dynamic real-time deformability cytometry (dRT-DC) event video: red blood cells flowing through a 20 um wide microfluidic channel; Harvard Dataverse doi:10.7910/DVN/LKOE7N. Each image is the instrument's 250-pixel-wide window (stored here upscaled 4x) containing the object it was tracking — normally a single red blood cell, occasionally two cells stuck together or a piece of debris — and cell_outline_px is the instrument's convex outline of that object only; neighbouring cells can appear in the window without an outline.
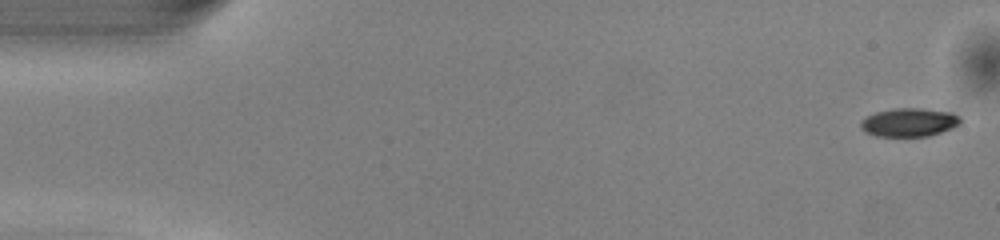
{"species": "common noctule bat (a hibernating species)", "species_latin": "Nyctalus noctula", "temperature_condition": "warm", "stored_images_in_passage": 50, "camera_frame_rate_fps": 3000, "um_per_image_px": 0.085, "animal": {"sex": "male", "body_mass_g": 13.0, "forearm_length_mm": 53.1}, "frame": {"image": 1, "passage_image": 1, "time_ms": 0.0, "image_size_px": [1000, 240], "cell_outline_px": [[960, 124], [952, 128], [928, 136], [876, 136], [864, 132], [860, 128], [860, 120], [864, 116], [876, 112], [892, 108], [920, 108], [952, 112], [960, 116]], "centroid_in_image_um": [77.23, 10.39], "position_along_channel_um": 7.8, "area_um2": 16.76}}
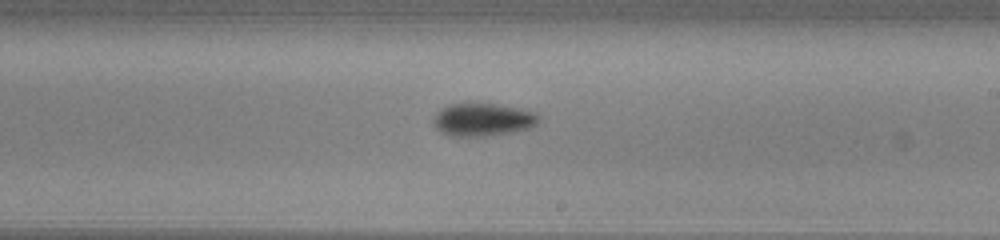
{"frame": {"image": 2, "passage_image": 29, "time_ms": 9.333, "image_size_px": [1000, 240], "cell_outline_px": [[540, 120], [532, 128], [512, 132], [488, 136], [452, 136], [440, 132], [432, 124], [432, 120], [436, 112], [440, 108], [448, 104], [496, 104], [520, 108], [536, 112], [540, 116]], "centroid_in_image_um": [41.04, 10.17], "position_along_channel_um": 248.0, "area_um2": 20.46}}
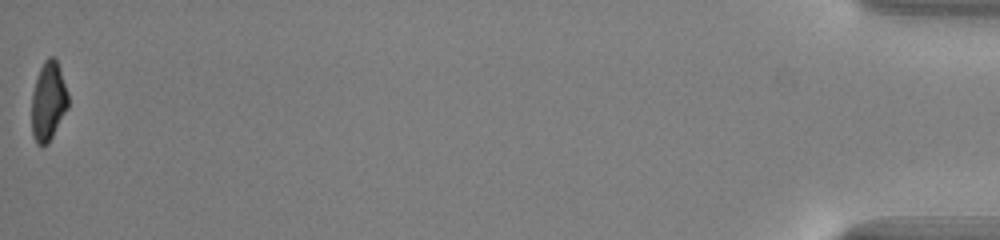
{"frame": {"image": 3, "passage_image": 50, "time_ms": 16.333, "image_size_px": [1000, 240], "cell_outline_px": [[68, 108], [48, 144], [36, 144], [32, 136], [32, 92], [40, 68], [44, 60], [48, 56], [52, 56], [56, 60], [60, 68], [68, 92]], "centroid_in_image_um": [4.11, 8.61], "position_along_channel_um": 431.1, "area_um2": 16.82}, "authors_computed_cell_mechanics": {"area_um2": 18.3804, "velocity_mm_per_s": 4.1071, "shape_relaxation_time_tau1_ms": 2.2589, "shape_relaxation_time_tau2_ms": null, "deformation_change_tau1": 0.1147, "deformation_change_tau2": null}}